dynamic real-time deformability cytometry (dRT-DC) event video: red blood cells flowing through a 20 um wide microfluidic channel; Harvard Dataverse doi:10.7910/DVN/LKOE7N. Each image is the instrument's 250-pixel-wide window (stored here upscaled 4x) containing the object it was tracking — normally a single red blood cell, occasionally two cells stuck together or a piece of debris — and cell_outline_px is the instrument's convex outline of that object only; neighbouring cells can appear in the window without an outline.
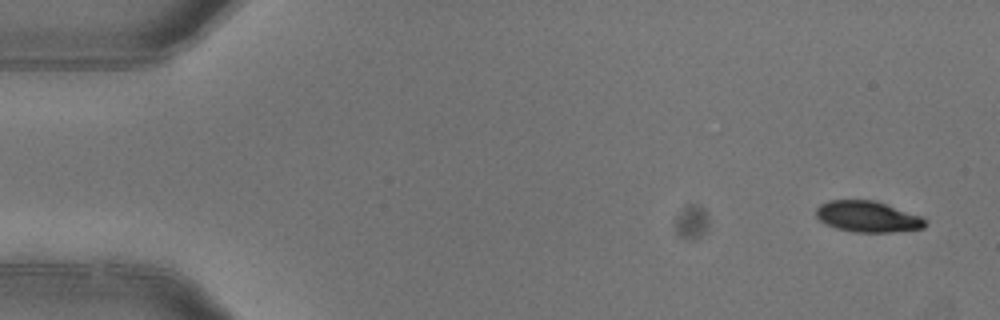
{"species": "common noctule bat (a hibernating species)", "species_latin": "Nyctalus noctula", "temperature_condition": "warm", "stored_images_in_passage": 8, "camera_frame_rate_fps": 3000, "um_per_image_px": 0.085, "animal": {"sex": "female"}, "frame": {"image": 1, "passage_image": 1, "time_ms": 0.0, "image_size_px": [1000, 320], "cell_outline_px": [[928, 224], [924, 228], [892, 232], [856, 232], [836, 228], [824, 224], [816, 216], [816, 208], [820, 204], [828, 200], [876, 200], [920, 216]], "centroid_in_image_um": [73.73, 18.41], "position_along_channel_um": 11.3, "area_um2": 19.77}}
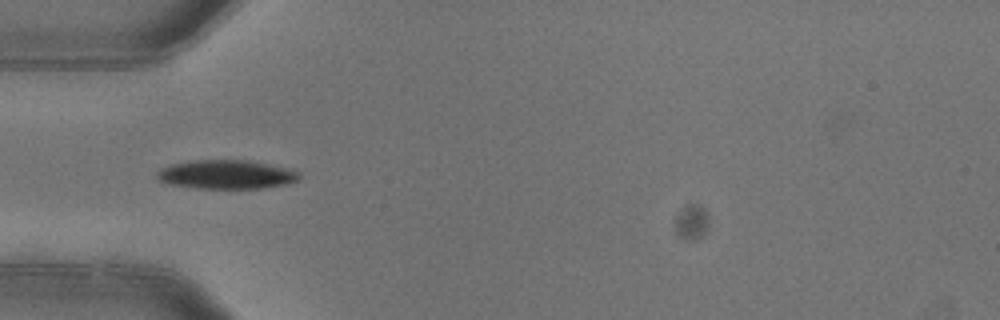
{"frame": {"image": 2, "passage_image": 5, "time_ms": 1.333, "image_size_px": [1000, 320], "cell_outline_px": [[300, 180], [284, 184], [260, 188], [200, 188], [172, 184], [160, 180], [156, 176], [156, 172], [160, 168], [172, 164], [196, 160], [248, 160], [288, 168], [300, 172]], "centroid_in_image_um": [19.27, 14.82], "position_along_channel_um": 65.7, "area_um2": 23.7}}